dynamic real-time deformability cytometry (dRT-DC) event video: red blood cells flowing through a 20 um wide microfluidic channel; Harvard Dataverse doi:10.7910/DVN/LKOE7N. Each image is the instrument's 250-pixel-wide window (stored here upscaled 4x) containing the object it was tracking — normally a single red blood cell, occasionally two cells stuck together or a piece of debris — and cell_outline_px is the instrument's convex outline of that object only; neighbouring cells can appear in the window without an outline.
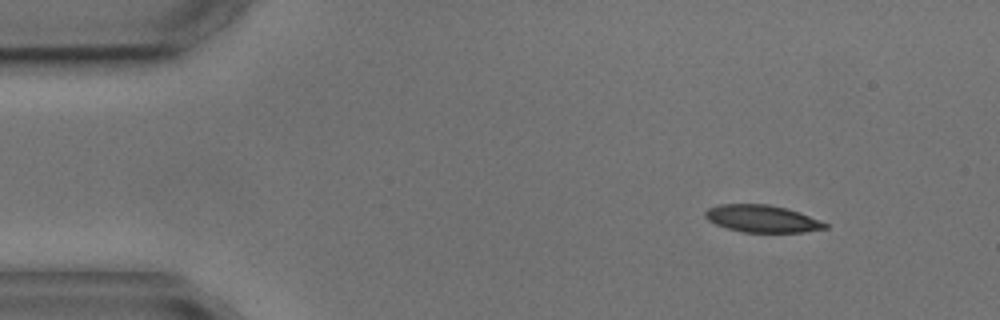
{"species": "common noctule bat (a hibernating species)", "species_latin": "Nyctalus noctula", "temperature_condition": "cold", "stored_images_in_passage": 5, "camera_frame_rate_fps": 3000, "um_per_image_px": 0.085, "animal": {"sex": "male", "body_mass_g": 17.9, "forearm_length_mm": 54.2}, "frame": {"image": 1, "passage_image": 2, "time_ms": 1.0, "image_size_px": [1000, 320], "cell_outline_px": [[828, 228], [804, 232], [744, 232], [728, 228], [716, 224], [708, 220], [704, 216], [704, 212], [708, 208], [720, 204], [768, 204], [788, 208], [800, 212], [820, 220], [828, 224]], "centroid_in_image_um": [64.8, 18.58], "position_along_channel_um": 20.2, "area_um2": 19.07}}
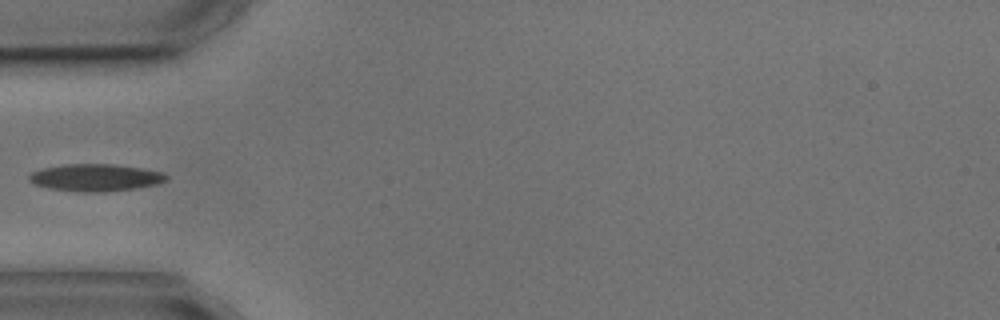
{"frame": {"image": 2, "passage_image": 5, "time_ms": 4.667, "image_size_px": [1000, 320], "cell_outline_px": [[168, 180], [156, 184], [136, 188], [104, 192], [80, 192], [48, 188], [36, 184], [28, 180], [28, 176], [32, 172], [44, 168], [64, 164], [112, 164], [140, 168], [160, 172], [168, 176]], "centroid_in_image_um": [8.1, 15.1], "position_along_channel_um": 76.9, "area_um2": 21.62}}